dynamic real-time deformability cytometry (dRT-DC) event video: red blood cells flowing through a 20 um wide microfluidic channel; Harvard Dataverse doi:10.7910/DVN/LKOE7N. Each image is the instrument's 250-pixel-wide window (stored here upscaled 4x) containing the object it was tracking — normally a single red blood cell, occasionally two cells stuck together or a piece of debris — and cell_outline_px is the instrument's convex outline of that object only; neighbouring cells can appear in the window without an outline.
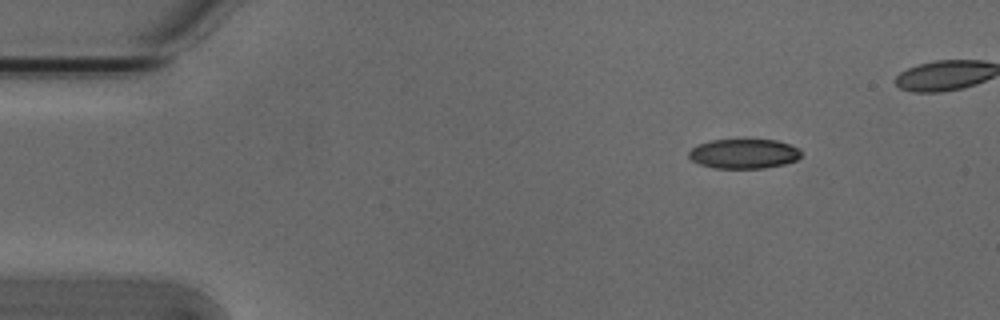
{"species": "Egyptian fruit bat (a non-hibernating species)", "species_latin": "Rousettus aegyptiacus", "temperature_condition": "cold", "stored_images_in_passage": 5, "camera_frame_rate_fps": 3000, "um_per_image_px": 0.085, "animal": {"sex": "male"}, "frame": {"image": 1, "passage_image": 1, "time_ms": 0.0, "image_size_px": [1000, 320], "cell_outline_px": [[800, 156], [796, 160], [784, 164], [764, 168], [716, 168], [700, 164], [692, 160], [688, 156], [688, 152], [692, 148], [700, 144], [712, 140], [776, 140], [800, 148]], "centroid_in_image_um": [63.23, 13.07], "position_along_channel_um": 21.8, "area_um2": 19.19}}